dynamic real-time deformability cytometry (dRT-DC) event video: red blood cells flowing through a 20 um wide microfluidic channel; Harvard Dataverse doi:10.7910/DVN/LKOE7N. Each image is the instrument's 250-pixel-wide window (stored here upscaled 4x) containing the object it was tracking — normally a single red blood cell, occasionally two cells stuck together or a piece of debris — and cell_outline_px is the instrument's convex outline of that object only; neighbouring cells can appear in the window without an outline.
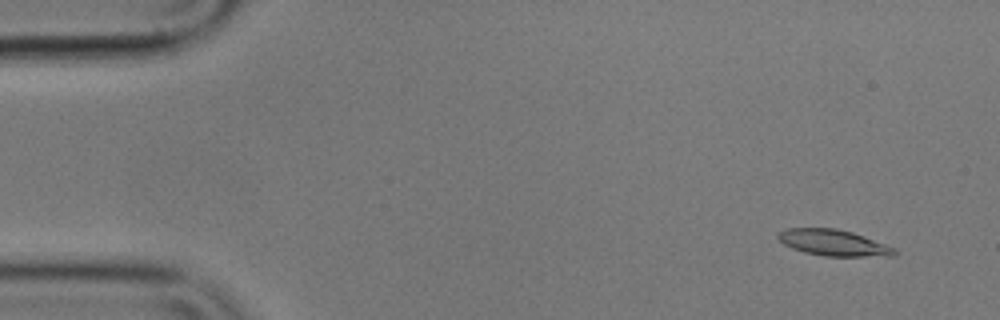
{"species": "common noctule bat (a hibernating species)", "species_latin": "Nyctalus noctula", "temperature_condition": "cold", "stored_images_in_passage": 56, "camera_frame_rate_fps": 3000, "um_per_image_px": 0.085, "animal": {"sex": "male", "body_mass_g": 17.9}, "frame": {"image": 1, "passage_image": 4, "time_ms": 1.0, "image_size_px": [1000, 320], "cell_outline_px": [[900, 252], [896, 256], [824, 256], [804, 252], [792, 248], [784, 244], [776, 236], [776, 232], [788, 228], [836, 228], [852, 232], [864, 236], [896, 248]], "centroid_in_image_um": [70.87, 20.63], "position_along_channel_um": 14.1, "area_um2": 17.92}}
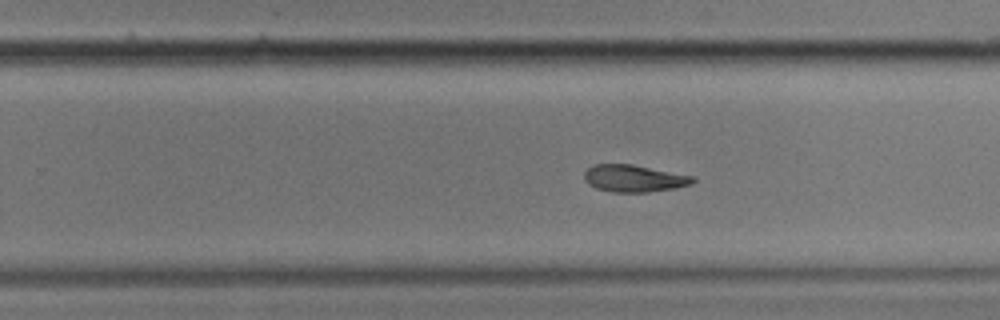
{"frame": {"image": 2, "passage_image": 35, "time_ms": 11.333, "image_size_px": [1000, 320], "cell_outline_px": [[696, 180], [692, 184], [676, 188], [648, 192], [612, 192], [596, 188], [588, 184], [584, 180], [584, 172], [592, 164], [632, 164], [692, 176]], "centroid_in_image_um": [53.86, 15.16], "position_along_channel_um": 275.9, "area_um2": 17.17}}
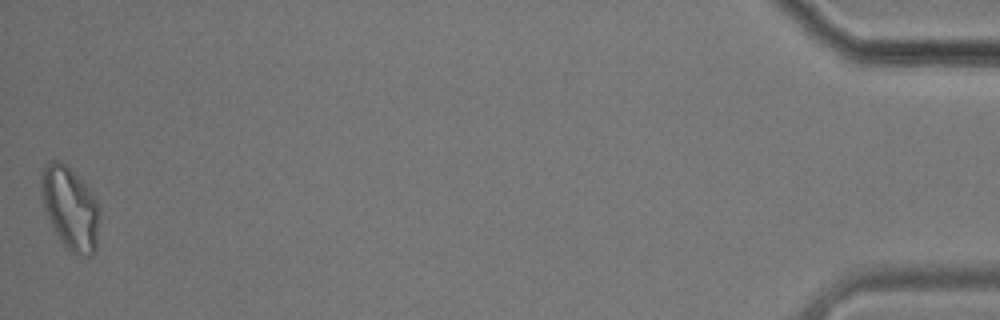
{"frame": {"image": 3, "passage_image": 56, "time_ms": 18.333, "image_size_px": [1000, 320], "cell_outline_px": [[100, 216], [96, 248], [88, 256], [72, 252], [64, 248], [44, 208], [40, 188], [40, 180], [44, 168], [48, 160], [60, 160], [88, 188], [96, 200], [100, 208]], "centroid_in_image_um": [5.97, 17.69], "position_along_channel_um": 429.2, "area_um2": 27.8}}